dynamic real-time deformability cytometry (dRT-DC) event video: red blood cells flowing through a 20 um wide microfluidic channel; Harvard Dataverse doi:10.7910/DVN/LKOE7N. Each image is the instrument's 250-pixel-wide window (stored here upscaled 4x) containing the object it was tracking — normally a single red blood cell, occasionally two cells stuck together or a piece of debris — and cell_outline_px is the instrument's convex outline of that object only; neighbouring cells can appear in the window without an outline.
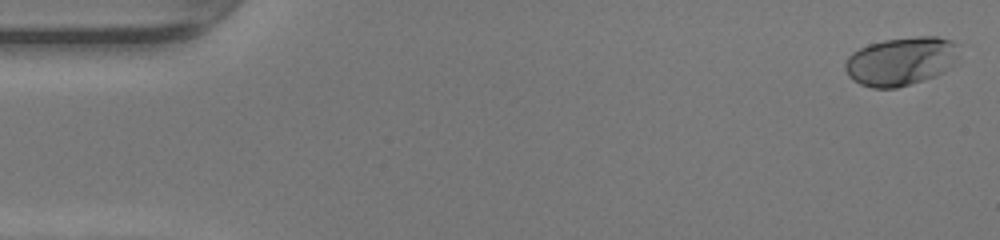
{"species": "human", "species_latin": "Homo sapiens", "temperature_condition": "warm", "stored_images_in_passage": 49, "camera_frame_rate_fps": 3000, "um_per_image_px": 0.085, "donor": {"sex": "female"}, "frame": {"image": 1, "passage_image": 2, "time_ms": 0.333, "image_size_px": [1000, 240], "cell_outline_px": [[956, 44], [952, 60], [944, 72], [936, 76], [896, 88], [872, 88], [860, 84], [852, 80], [848, 76], [844, 68], [844, 64], [848, 56], [852, 52], [868, 44], [884, 40], [920, 36], [936, 36], [952, 40]], "centroid_in_image_um": [76.48, 5.21], "position_along_channel_um": 8.5, "area_um2": 31.73}}
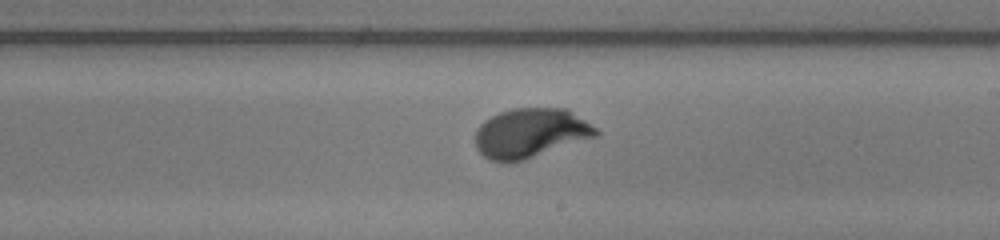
{"frame": {"image": 2, "passage_image": 29, "time_ms": 9.333, "image_size_px": [1000, 240], "cell_outline_px": [[600, 132], [596, 136], [524, 160], [504, 164], [488, 160], [476, 148], [476, 128], [484, 120], [500, 112], [512, 108], [568, 108], [596, 128]], "centroid_in_image_um": [45.06, 11.32], "position_along_channel_um": 243.9, "area_um2": 34.91}}
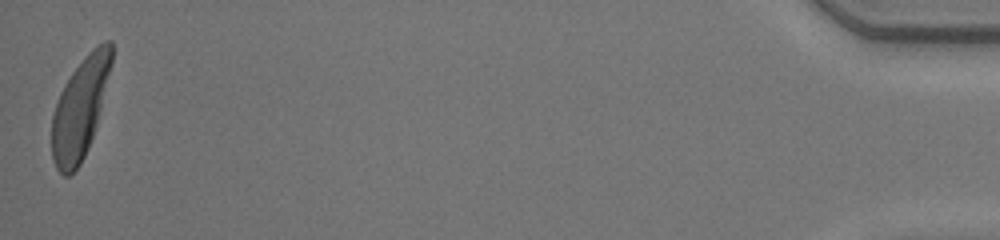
{"frame": {"image": 3, "passage_image": 49, "time_ms": 16.0, "image_size_px": [1000, 240], "cell_outline_px": [[112, 64], [96, 124], [88, 148], [80, 164], [68, 176], [64, 176], [56, 168], [52, 160], [52, 116], [60, 92], [64, 84], [72, 72], [84, 56], [92, 48], [104, 40], [112, 40]], "centroid_in_image_um": [6.8, 9.17], "position_along_channel_um": 428.4, "area_um2": 34.51}, "authors_computed_cell_mechanics": {"area_um2": 33.524, "velocity_mm_per_s": 4.2767, "shape_relaxation_time_tau1_ms": 2.2827, "shape_relaxation_time_tau2_ms": null, "deformation_change_tau1": 0.1807, "deformation_change_tau2": null}}